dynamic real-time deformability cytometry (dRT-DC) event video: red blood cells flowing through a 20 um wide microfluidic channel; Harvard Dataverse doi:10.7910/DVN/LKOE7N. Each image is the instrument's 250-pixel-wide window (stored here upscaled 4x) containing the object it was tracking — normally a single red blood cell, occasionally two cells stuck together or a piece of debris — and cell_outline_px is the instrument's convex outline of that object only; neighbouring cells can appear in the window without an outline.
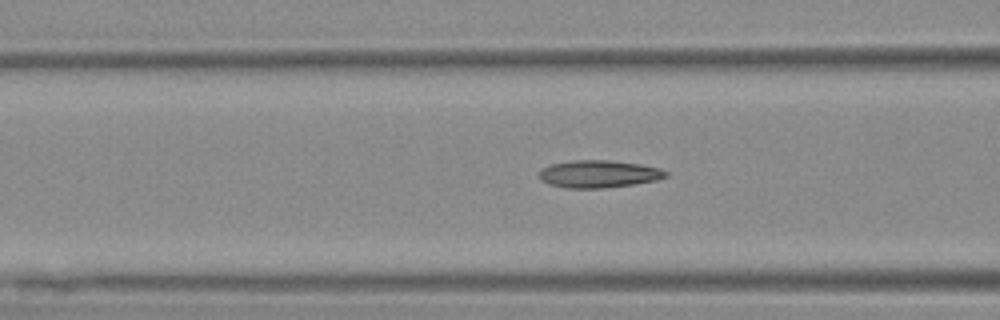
{"species": "Egyptian fruit bat (a non-hibernating species)", "species_latin": "Rousettus aegyptiacus", "temperature_condition": "warm", "stored_images_in_passage": 44, "camera_frame_rate_fps": 3000, "um_per_image_px": 0.085, "animal": {"sex": "female"}, "frame": {"image": 1, "passage_image": 23, "time_ms": 7.333, "image_size_px": [1000, 320], "cell_outline_px": [[668, 176], [656, 180], [632, 184], [604, 188], [568, 188], [548, 184], [540, 180], [540, 168], [552, 164], [572, 160], [608, 160], [640, 164], [660, 168], [668, 172]], "centroid_in_image_um": [50.88, 14.78], "position_along_channel_um": 115.7, "area_um2": 20.23}}
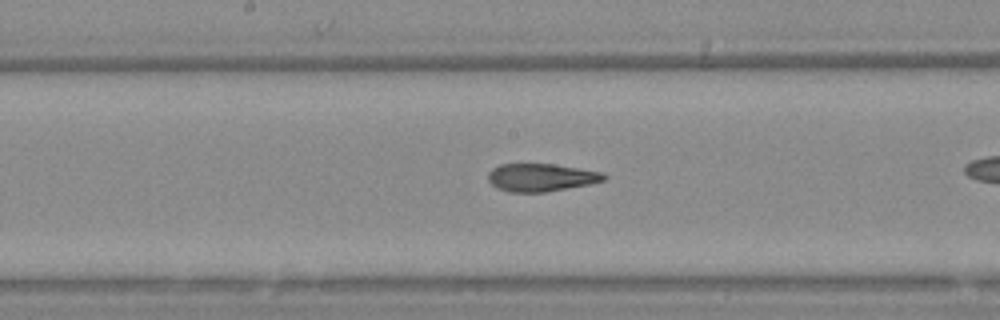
{"frame": {"image": 2, "passage_image": 30, "time_ms": 9.667, "image_size_px": [1000, 320], "cell_outline_px": [[608, 176], [604, 180], [588, 184], [544, 192], [508, 192], [492, 184], [488, 180], [488, 172], [492, 168], [500, 164], [552, 164], [600, 172]], "centroid_in_image_um": [45.94, 15.08], "position_along_channel_um": 202.3, "area_um2": 18.44}}
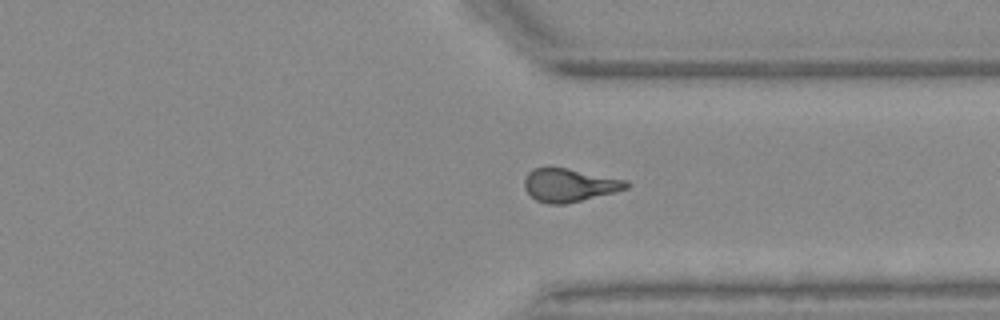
{"frame": {"image": 3, "passage_image": 43, "time_ms": 14.0, "image_size_px": [1000, 320], "cell_outline_px": [[628, 188], [564, 204], [548, 204], [536, 200], [524, 188], [524, 180], [528, 172], [532, 168], [568, 168], [628, 180]], "centroid_in_image_um": [48.37, 15.72], "position_along_channel_um": 363.0, "area_um2": 19.42}}